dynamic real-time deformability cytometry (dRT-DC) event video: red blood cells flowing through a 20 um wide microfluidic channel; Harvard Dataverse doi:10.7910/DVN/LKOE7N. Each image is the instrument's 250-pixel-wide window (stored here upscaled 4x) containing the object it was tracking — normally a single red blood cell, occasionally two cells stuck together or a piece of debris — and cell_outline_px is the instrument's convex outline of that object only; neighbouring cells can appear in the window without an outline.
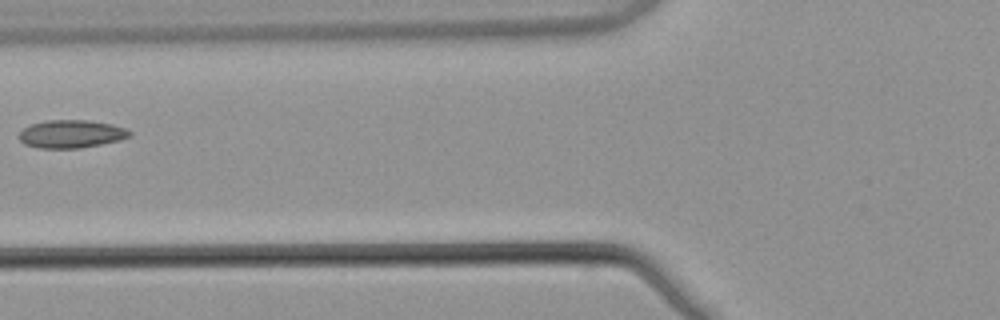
{"species": "common noctule bat (a hibernating species)", "species_latin": "Nyctalus noctula", "temperature_condition": "warm", "stored_images_in_passage": 7, "camera_frame_rate_fps": 3000, "um_per_image_px": 0.085, "animal": {"sex": "male", "body_mass_g": 21.5, "forearm_length_mm": 52.0}, "frame": {"image": 1, "passage_image": 6, "time_ms": 1.667, "image_size_px": [1000, 320], "cell_outline_px": [[132, 136], [120, 140], [80, 148], [40, 148], [24, 144], [20, 140], [20, 132], [24, 128], [32, 124], [48, 120], [88, 120], [112, 124], [124, 128], [132, 132]], "centroid_in_image_um": [6.08, 11.38], "position_along_channel_um": 119.7, "area_um2": 17.92}}
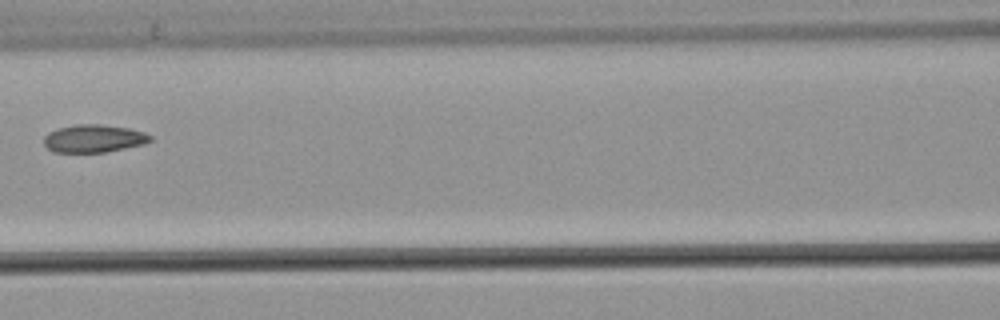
{"frame": {"image": 2, "passage_image": 7, "time_ms": 2.0, "image_size_px": [1000, 320], "cell_outline_px": [[152, 140], [144, 144], [104, 152], [52, 152], [44, 144], [44, 136], [48, 132], [56, 128], [76, 124], [100, 124], [128, 128], [144, 132], [152, 136]], "centroid_in_image_um": [7.95, 11.76], "position_along_channel_um": 158.7, "area_um2": 17.28}}